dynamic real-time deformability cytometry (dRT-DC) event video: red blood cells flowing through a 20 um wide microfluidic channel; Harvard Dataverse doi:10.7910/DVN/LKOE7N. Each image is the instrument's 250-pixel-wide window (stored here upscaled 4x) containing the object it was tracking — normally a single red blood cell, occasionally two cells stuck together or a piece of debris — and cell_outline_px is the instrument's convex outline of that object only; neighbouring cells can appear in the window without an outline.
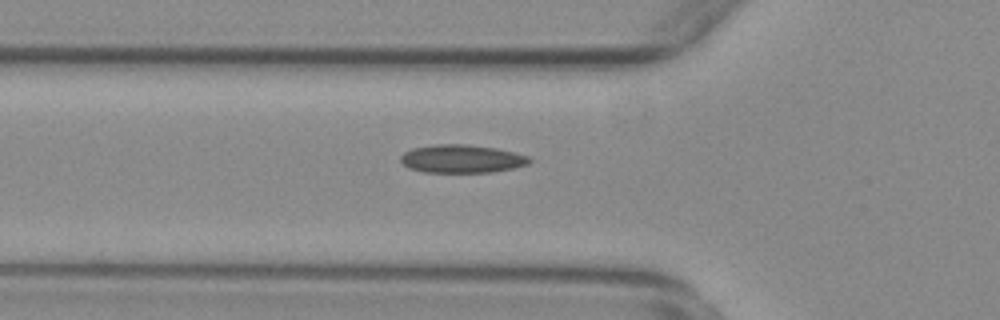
{"species": "common noctule bat (a hibernating species)", "species_latin": "Nyctalus noctula", "temperature_condition": "warm", "stored_images_in_passage": 41, "camera_frame_rate_fps": 3000, "um_per_image_px": 0.085, "animal": {"sex": "female", "body_mass_g": 29.2, "forearm_length_mm": 56.3}, "frame": {"image": 1, "passage_image": 5, "time_ms": 1.333, "image_size_px": [1000, 320], "cell_outline_px": [[532, 160], [528, 164], [512, 168], [492, 172], [424, 172], [408, 168], [400, 160], [400, 156], [404, 152], [412, 148], [436, 144], [468, 144], [496, 148], [528, 156]], "centroid_in_image_um": [39.22, 13.49], "position_along_channel_um": 86.6, "area_um2": 21.1}}
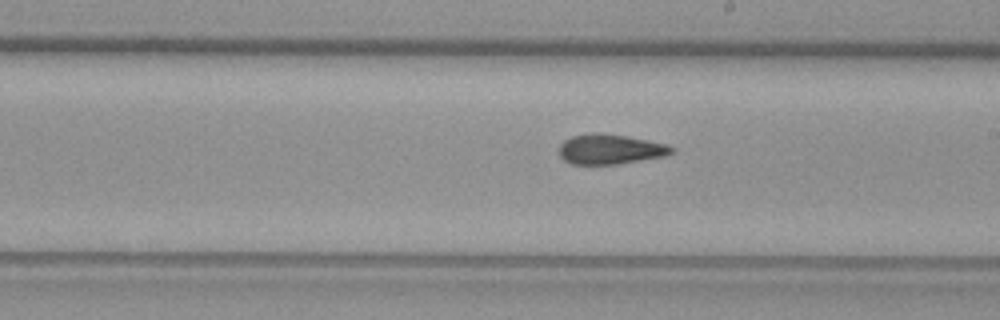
{"frame": {"image": 2, "passage_image": 17, "time_ms": 5.333, "image_size_px": [1000, 320], "cell_outline_px": [[676, 148], [672, 152], [664, 156], [616, 164], [568, 164], [560, 156], [560, 144], [564, 140], [572, 136], [588, 132], [600, 132], [648, 140], [668, 144]], "centroid_in_image_um": [51.84, 12.67], "position_along_channel_um": 237.2, "area_um2": 19.71}}
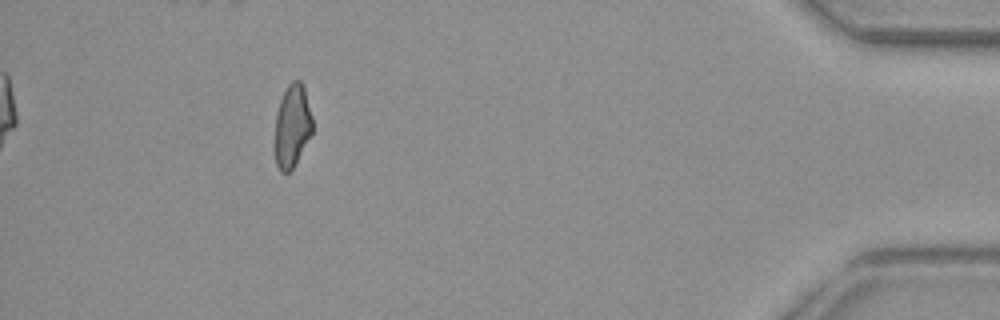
{"frame": {"image": 3, "passage_image": 36, "time_ms": 11.667, "image_size_px": [1000, 320], "cell_outline_px": [[312, 132], [292, 168], [288, 172], [280, 172], [276, 164], [276, 112], [280, 100], [288, 84], [292, 80], [300, 80], [304, 84], [312, 116]], "centroid_in_image_um": [24.85, 10.64], "position_along_channel_um": 410.4, "area_um2": 17.86}, "authors_computed_cell_mechanics": {"area_um2": 19.5364, "velocity_mm_per_s": 3.7501, "shape_relaxation_time_tau1_ms": null, "shape_relaxation_time_tau2_ms": 2.8559, "deformation_change_tau1": null, "deformation_change_tau2": 0.1054}}